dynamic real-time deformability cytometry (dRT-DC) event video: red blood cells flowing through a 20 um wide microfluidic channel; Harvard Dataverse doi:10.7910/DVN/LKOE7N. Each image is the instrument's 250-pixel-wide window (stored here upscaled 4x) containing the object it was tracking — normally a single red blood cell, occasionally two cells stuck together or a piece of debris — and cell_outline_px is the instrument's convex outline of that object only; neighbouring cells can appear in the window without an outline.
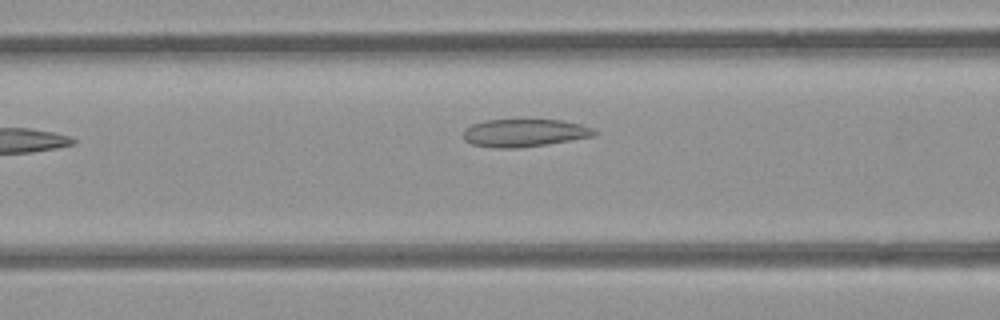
{"species": "common noctule bat (a hibernating species)", "species_latin": "Nyctalus noctula", "temperature_condition": "room temperature", "stored_images_in_passage": 22, "camera_frame_rate_fps": 3000, "um_per_image_px": 0.085, "animal": {"sex": "female", "body_mass_g": 21.9}, "frame": {"image": 1, "passage_image": 5, "time_ms": 1.333, "image_size_px": [1000, 320], "cell_outline_px": [[596, 132], [592, 136], [548, 144], [520, 148], [500, 148], [472, 144], [464, 140], [464, 128], [472, 124], [484, 120], [564, 120], [580, 124], [592, 128]], "centroid_in_image_um": [44.54, 11.29], "position_along_channel_um": 122.1, "area_um2": 21.04}}
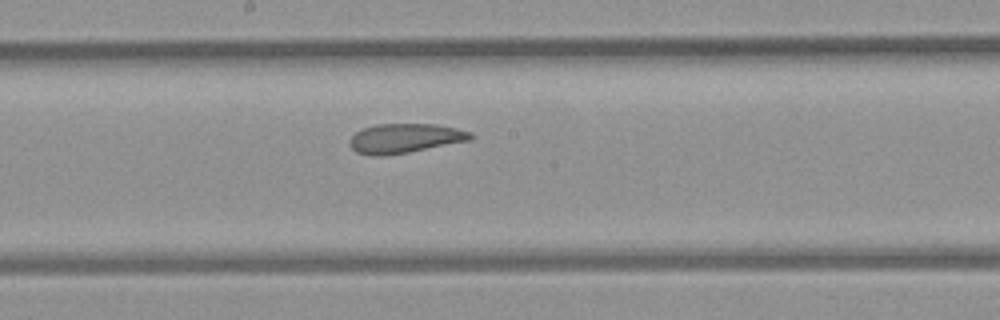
{"frame": {"image": 2, "passage_image": 12, "time_ms": 3.667, "image_size_px": [1000, 320], "cell_outline_px": [[476, 136], [472, 140], [408, 152], [384, 156], [376, 156], [356, 152], [348, 144], [348, 140], [356, 132], [364, 128], [376, 124], [436, 124], [456, 128], [472, 132]], "centroid_in_image_um": [34.44, 11.75], "position_along_channel_um": 213.8, "area_um2": 20.87}}
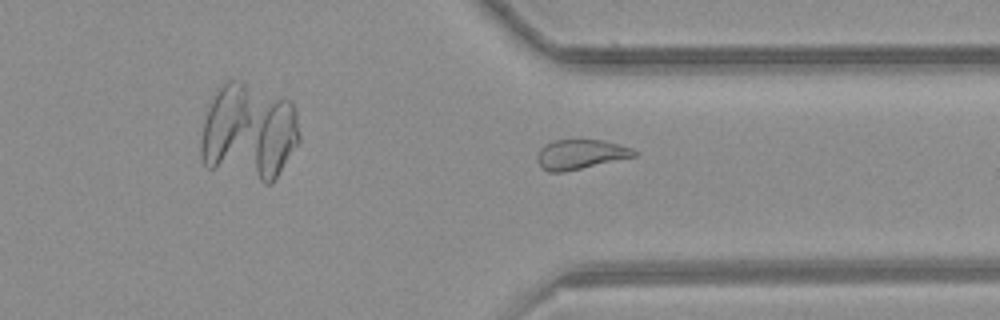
{"frame": {"image": 3, "passage_image": 20, "time_ms": 6.333, "image_size_px": [1000, 320], "cell_outline_px": [[636, 156], [564, 172], [548, 172], [540, 168], [536, 160], [536, 156], [540, 148], [544, 144], [552, 140], [600, 140], [632, 148], [636, 152]], "centroid_in_image_um": [49.25, 13.13], "position_along_channel_um": 362.1, "area_um2": 16.76}}